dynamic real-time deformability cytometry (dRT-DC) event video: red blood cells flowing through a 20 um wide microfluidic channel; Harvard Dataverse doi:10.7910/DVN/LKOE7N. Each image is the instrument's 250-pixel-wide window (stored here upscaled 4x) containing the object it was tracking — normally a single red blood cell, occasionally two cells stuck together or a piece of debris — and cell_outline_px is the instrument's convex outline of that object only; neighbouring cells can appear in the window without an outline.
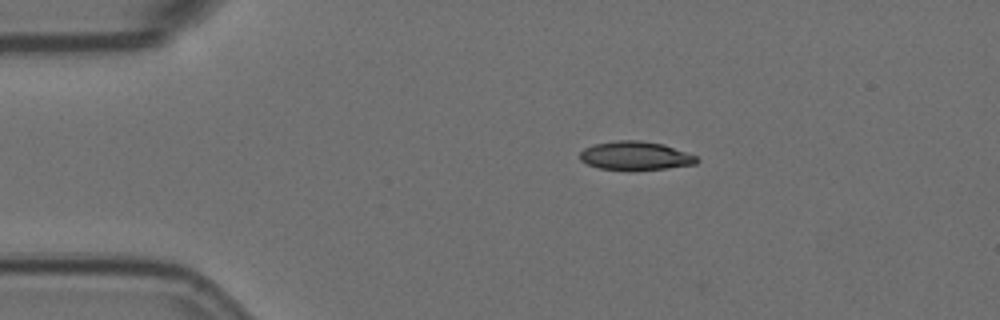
{"species": "Egyptian fruit bat (a non-hibernating species)", "species_latin": "Rousettus aegyptiacus", "temperature_condition": "room temperature", "stored_images_in_passage": 47, "camera_frame_rate_fps": 3000, "um_per_image_px": 0.085, "animal": {"sex": "female"}, "frame": {"image": 1, "passage_image": 1, "time_ms": 0.0, "image_size_px": [1000, 320], "cell_outline_px": [[700, 160], [696, 164], [664, 168], [628, 172], [600, 168], [588, 164], [580, 160], [580, 152], [584, 148], [596, 144], [616, 140], [640, 140], [664, 144], [696, 156]], "centroid_in_image_um": [54.0, 13.26], "position_along_channel_um": 31.0, "area_um2": 19.77}}
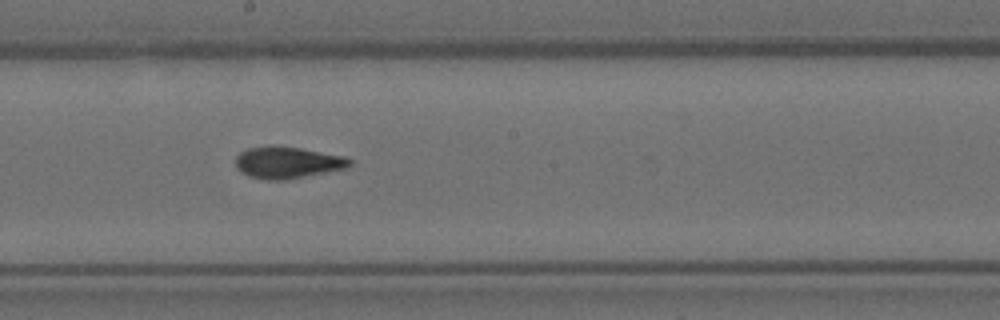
{"frame": {"image": 2, "passage_image": 21, "time_ms": 6.667, "image_size_px": [1000, 320], "cell_outline_px": [[352, 164], [348, 168], [284, 180], [264, 180], [248, 176], [240, 172], [236, 168], [236, 156], [240, 152], [248, 148], [300, 148], [344, 156], [352, 160]], "centroid_in_image_um": [24.45, 13.85], "position_along_channel_um": 223.7, "area_um2": 20.63}}
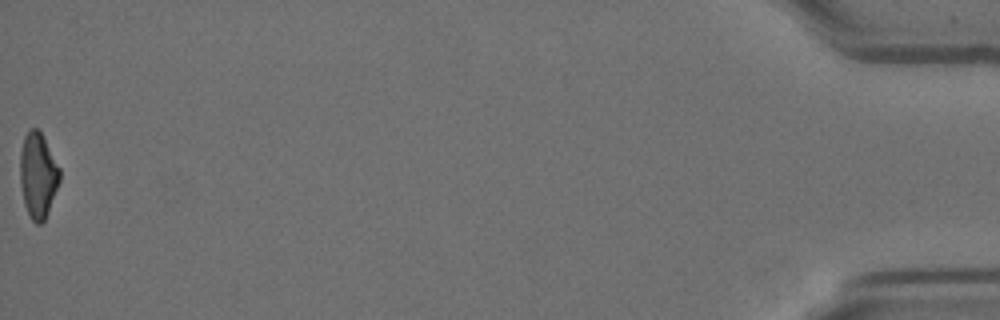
{"frame": {"image": 3, "passage_image": 47, "time_ms": 15.333, "image_size_px": [1000, 320], "cell_outline_px": [[60, 180], [48, 212], [44, 220], [40, 224], [36, 224], [32, 220], [24, 204], [20, 184], [20, 152], [24, 136], [28, 128], [36, 128], [40, 132], [60, 168]], "centroid_in_image_um": [3.21, 14.89], "position_along_channel_um": 432.0, "area_um2": 19.59}, "authors_computed_cell_mechanics": {"area_um2": 20.519, "velocity_mm_per_s": 3.5915, "shape_relaxation_time_tau1_ms": 7.5261, "shape_relaxation_time_tau2_ms": 1.9115, "deformation_change_tau1": 0.2088, "deformation_change_tau2": 0.0848}}